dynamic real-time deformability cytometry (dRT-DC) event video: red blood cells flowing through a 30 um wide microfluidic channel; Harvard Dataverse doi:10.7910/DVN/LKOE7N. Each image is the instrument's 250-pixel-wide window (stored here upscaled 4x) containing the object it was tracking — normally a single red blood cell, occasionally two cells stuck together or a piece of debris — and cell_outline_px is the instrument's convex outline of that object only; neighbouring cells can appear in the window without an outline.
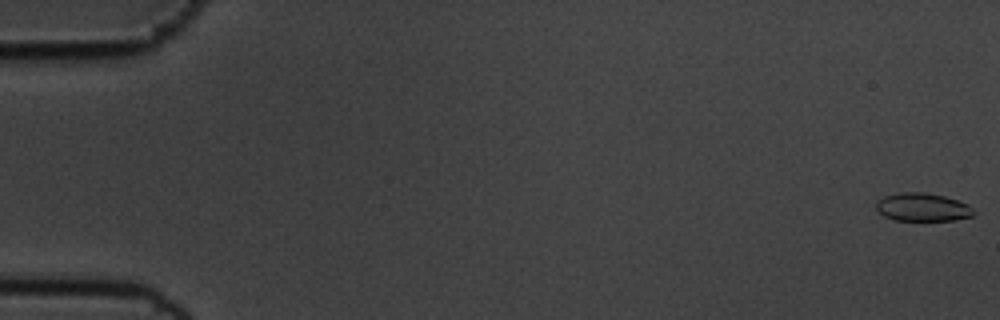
{"species": "common noctule bat (a hibernating species)", "species_latin": "Nyctalus noctula", "temperature_condition": "cold", "stored_images_in_passage": 57, "camera_frame_rate_fps": 3000, "um_per_image_px": 0.085, "animal": {"sex": "male", "body_mass_g": 19.5, "forearm_length_mm": 54.6}, "frame": {"image": 1, "passage_image": 1, "time_ms": 0.0, "image_size_px": [1000, 320], "cell_outline_px": [[972, 216], [956, 220], [892, 220], [884, 216], [876, 208], [876, 200], [884, 196], [900, 192], [924, 192], [944, 196], [968, 204], [972, 208]], "centroid_in_image_um": [78.37, 17.6], "position_along_channel_um": 6.6, "area_um2": 15.95}}
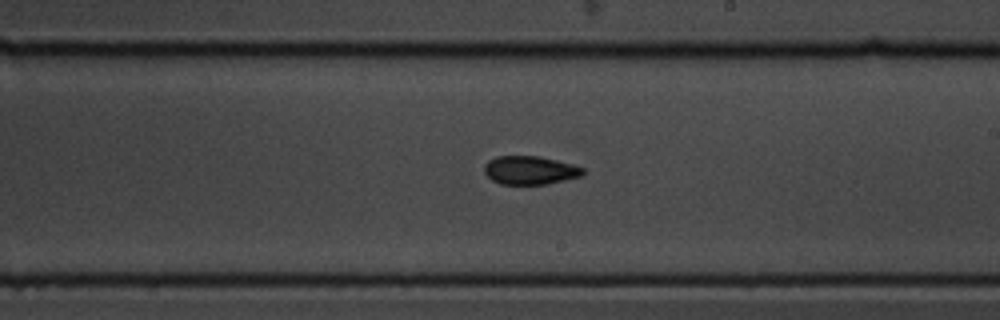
{"frame": {"image": 2, "passage_image": 34, "time_ms": 11.0, "image_size_px": [1000, 320], "cell_outline_px": [[584, 176], [548, 184], [500, 184], [492, 180], [484, 172], [484, 164], [488, 160], [496, 156], [540, 156], [572, 164], [584, 168]], "centroid_in_image_um": [45.06, 14.47], "position_along_channel_um": 243.9, "area_um2": 16.53}}
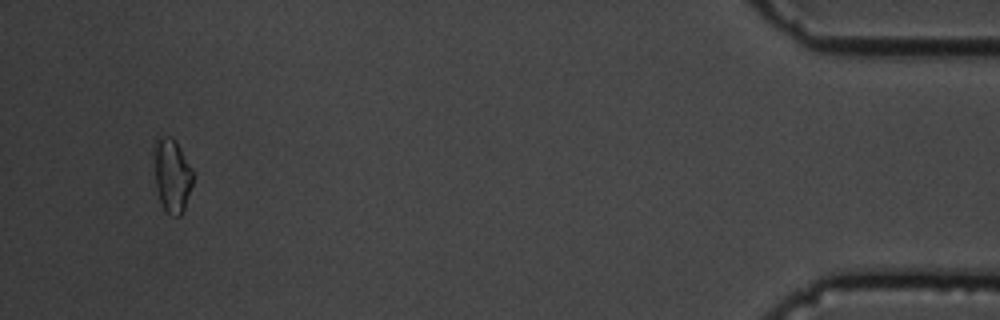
{"frame": {"image": 3, "passage_image": 55, "time_ms": 18.0, "image_size_px": [1000, 320], "cell_outline_px": [[192, 184], [184, 208], [180, 216], [172, 216], [164, 208], [160, 200], [156, 188], [152, 148], [152, 144], [156, 136], [168, 136], [176, 140], [192, 172]], "centroid_in_image_um": [14.56, 14.84], "position_along_channel_um": 420.6, "area_um2": 16.7}, "authors_computed_cell_mechanics": {"area_um2": 16.5308, "velocity_mm_per_s": 3.5593, "shape_relaxation_time_tau1_ms": null, "shape_relaxation_time_tau2_ms": 4.0718, "deformation_change_tau1": null, "deformation_change_tau2": 0.072}}